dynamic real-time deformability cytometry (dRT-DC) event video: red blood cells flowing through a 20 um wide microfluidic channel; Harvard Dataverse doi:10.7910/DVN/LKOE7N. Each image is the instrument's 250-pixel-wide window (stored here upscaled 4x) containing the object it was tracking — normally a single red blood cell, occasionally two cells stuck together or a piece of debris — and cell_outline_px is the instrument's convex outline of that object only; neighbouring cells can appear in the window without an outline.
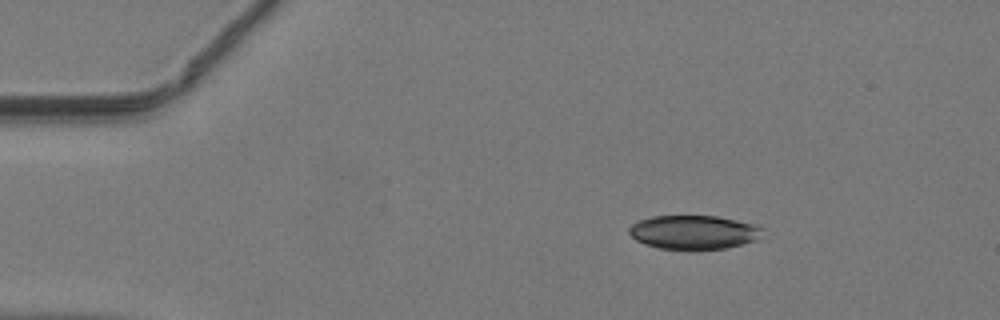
{"species": "common noctule bat (a hibernating species)", "species_latin": "Nyctalus noctula", "temperature_condition": "warm", "stored_images_in_passage": 26, "camera_frame_rate_fps": 3000, "um_per_image_px": 0.085, "animal": {"sex": "male", "body_mass_g": 19.2, "forearm_length_mm": 51.8}, "frame": {"image": 1, "passage_image": 1, "time_ms": 0.0, "image_size_px": [1000, 320], "cell_outline_px": [[764, 228], [756, 240], [724, 248], [700, 252], [688, 252], [660, 248], [644, 244], [636, 240], [628, 232], [628, 228], [632, 224], [640, 220], [652, 216], [716, 216], [760, 224]], "centroid_in_image_um": [58.98, 19.77], "position_along_channel_um": 26.0, "area_um2": 27.17}}
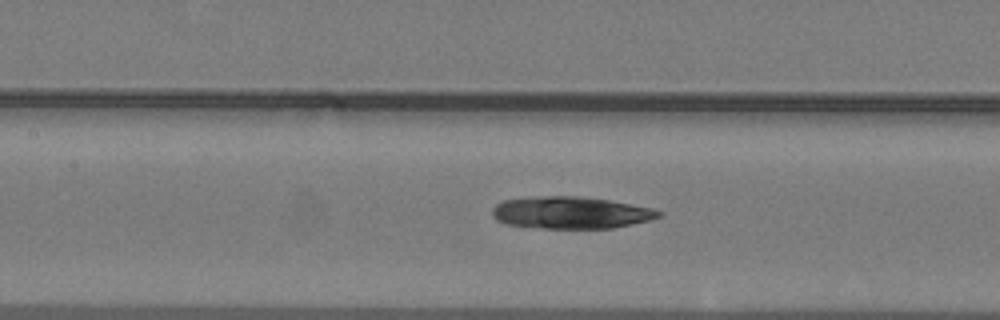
{"frame": {"image": 2, "passage_image": 15, "time_ms": 4.667, "image_size_px": [1000, 320], "cell_outline_px": [[664, 212], [660, 216], [648, 220], [612, 228], [544, 228], [504, 224], [496, 220], [492, 216], [492, 208], [496, 204], [504, 200], [544, 196], [576, 196], [608, 200], [652, 208]], "centroid_in_image_um": [48.48, 18.08], "position_along_channel_um": 158.9, "area_um2": 30.81}}
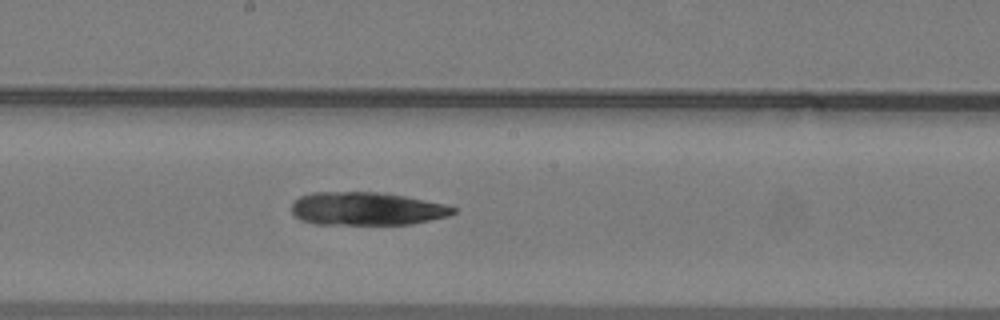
{"frame": {"image": 3, "passage_image": 19, "time_ms": 6.0, "image_size_px": [1000, 320], "cell_outline_px": [[456, 212], [448, 216], [408, 224], [316, 224], [300, 220], [292, 212], [292, 204], [300, 196], [312, 192], [380, 192], [404, 196], [444, 204], [456, 208]], "centroid_in_image_um": [31.14, 17.74], "position_along_channel_um": 217.1, "area_um2": 30.98}}